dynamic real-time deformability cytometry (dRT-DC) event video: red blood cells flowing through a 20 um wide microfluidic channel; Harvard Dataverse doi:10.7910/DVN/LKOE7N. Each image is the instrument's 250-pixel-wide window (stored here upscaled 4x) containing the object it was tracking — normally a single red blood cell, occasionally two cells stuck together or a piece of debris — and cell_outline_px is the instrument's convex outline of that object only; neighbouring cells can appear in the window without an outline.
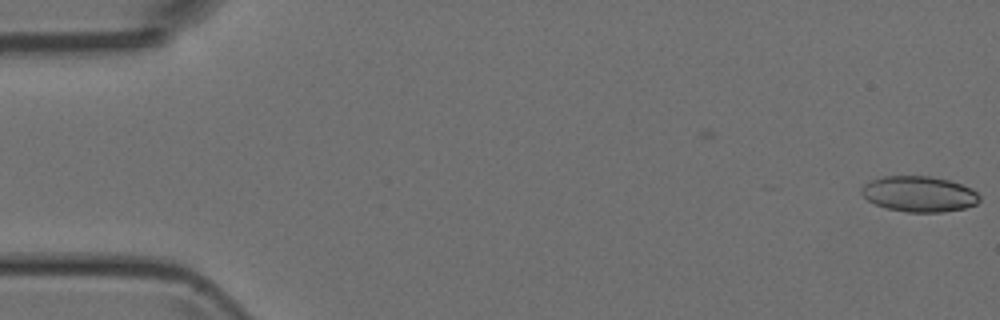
{"species": "Egyptian fruit bat (a non-hibernating species)", "species_latin": "Rousettus aegyptiacus", "temperature_condition": "room temperature", "stored_images_in_passage": 5, "segment_of_instrument_passage": [2, 2], "camera_frame_rate_fps": 3000, "um_per_image_px": 0.085, "animal": {"sex": "female"}, "frame": {"image": 1, "passage_image": 5, "time_ms": 5.333, "image_size_px": [1000, 320], "cell_outline_px": [[980, 200], [976, 204], [964, 208], [940, 212], [908, 212], [888, 208], [876, 204], [868, 200], [860, 192], [860, 188], [864, 184], [872, 180], [884, 176], [928, 176], [948, 180], [972, 188], [980, 196]], "centroid_in_image_um": [78.12, 16.48], "position_along_channel_um": 6.9, "area_um2": 24.33}}